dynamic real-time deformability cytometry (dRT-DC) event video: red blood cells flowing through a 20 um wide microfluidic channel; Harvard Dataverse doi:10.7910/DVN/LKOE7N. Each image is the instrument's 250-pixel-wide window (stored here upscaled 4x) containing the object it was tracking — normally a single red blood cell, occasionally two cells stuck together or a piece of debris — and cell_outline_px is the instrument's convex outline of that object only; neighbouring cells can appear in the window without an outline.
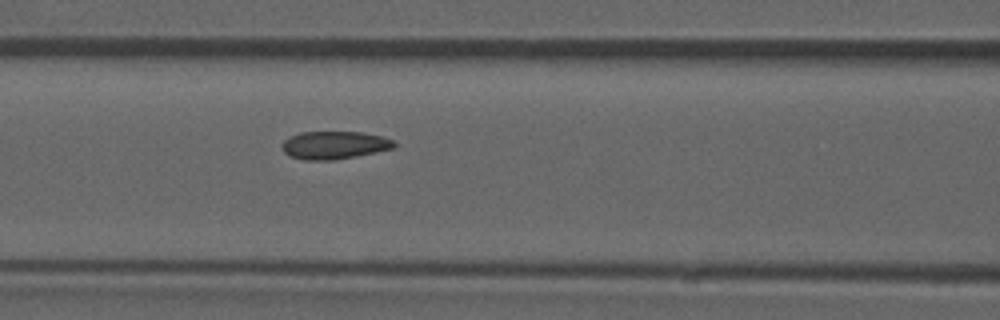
{"species": "common noctule bat (a hibernating species)", "species_latin": "Nyctalus noctula", "temperature_condition": "room temperature", "stored_images_in_passage": 53, "camera_frame_rate_fps": 3000, "um_per_image_px": 0.085, "animal": {"sex": "male", "forearm_length_mm": 52.5}, "frame": {"image": 1, "passage_image": 23, "time_ms": 7.333, "image_size_px": [1000, 320], "cell_outline_px": [[396, 144], [392, 148], [376, 152], [336, 160], [304, 160], [288, 156], [280, 148], [280, 144], [288, 136], [300, 132], [360, 132], [380, 136], [392, 140]], "centroid_in_image_um": [28.32, 12.34], "position_along_channel_um": 138.3, "area_um2": 18.32}, "authors_computed_cell_mechanics": {"area_um2": 18.3804, "velocity_mm_per_s": 3.868, "shape_relaxation_time_tau1_ms": 10.1581, "shape_relaxation_time_tau2_ms": 2.0501, "deformation_change_tau1": 0.1833, "deformation_change_tau2": 0.0768}}